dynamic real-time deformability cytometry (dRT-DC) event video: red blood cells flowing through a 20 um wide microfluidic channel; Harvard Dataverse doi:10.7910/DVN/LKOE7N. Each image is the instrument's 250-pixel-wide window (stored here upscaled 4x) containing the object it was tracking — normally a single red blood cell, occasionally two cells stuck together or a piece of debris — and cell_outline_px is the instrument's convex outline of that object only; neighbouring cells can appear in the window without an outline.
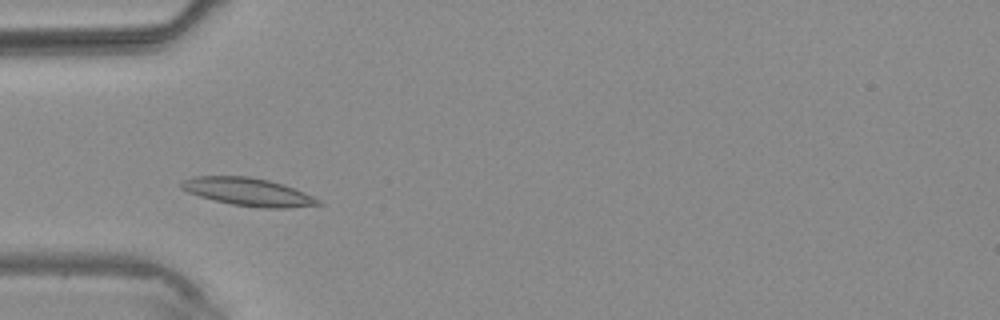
{"species": "common noctule bat (a hibernating species)", "species_latin": "Nyctalus noctula", "temperature_condition": "warm", "stored_images_in_passage": 3, "camera_frame_rate_fps": 3000, "um_per_image_px": 0.085, "animal": {"sex": "male", "body_mass_g": 20.4}, "frame": {"image": 1, "passage_image": 2, "time_ms": 1.333, "image_size_px": [1000, 320], "cell_outline_px": [[324, 204], [284, 208], [264, 208], [232, 204], [200, 196], [188, 192], [180, 188], [180, 184], [184, 180], [192, 176], [248, 176], [268, 180], [284, 184], [304, 192], [320, 200]], "centroid_in_image_um": [21.1, 16.3], "position_along_channel_um": 63.9, "area_um2": 22.08}}
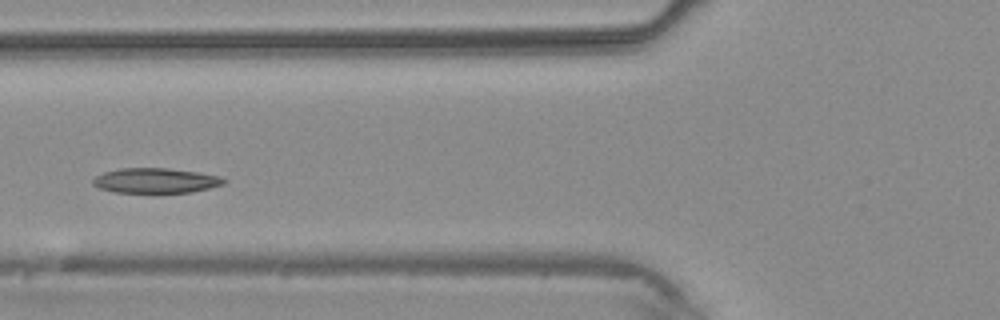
{"frame": {"image": 2, "passage_image": 3, "time_ms": 2.333, "image_size_px": [1000, 320], "cell_outline_px": [[228, 180], [224, 184], [192, 192], [152, 196], [112, 192], [100, 188], [92, 184], [92, 180], [96, 176], [104, 172], [120, 168], [168, 168], [196, 172], [220, 176]], "centroid_in_image_um": [13.21, 15.41], "position_along_channel_um": 112.6, "area_um2": 20.11}}